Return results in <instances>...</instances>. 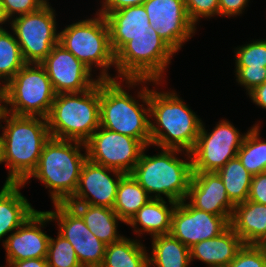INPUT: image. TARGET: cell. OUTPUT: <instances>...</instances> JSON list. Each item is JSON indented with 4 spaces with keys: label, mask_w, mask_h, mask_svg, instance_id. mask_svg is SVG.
Returning <instances> with one entry per match:
<instances>
[{
    "label": "cell",
    "mask_w": 266,
    "mask_h": 267,
    "mask_svg": "<svg viewBox=\"0 0 266 267\" xmlns=\"http://www.w3.org/2000/svg\"><path fill=\"white\" fill-rule=\"evenodd\" d=\"M124 81L128 89L133 85H143L137 98L146 108L126 92L121 83ZM151 82L153 85L160 84L148 79L100 80V126L136 138L145 146H151L149 87L145 86Z\"/></svg>",
    "instance_id": "obj_1"
},
{
    "label": "cell",
    "mask_w": 266,
    "mask_h": 267,
    "mask_svg": "<svg viewBox=\"0 0 266 267\" xmlns=\"http://www.w3.org/2000/svg\"><path fill=\"white\" fill-rule=\"evenodd\" d=\"M3 159L8 168L4 185L23 183L36 169L44 144L50 139L47 118L17 116L2 111Z\"/></svg>",
    "instance_id": "obj_2"
},
{
    "label": "cell",
    "mask_w": 266,
    "mask_h": 267,
    "mask_svg": "<svg viewBox=\"0 0 266 267\" xmlns=\"http://www.w3.org/2000/svg\"><path fill=\"white\" fill-rule=\"evenodd\" d=\"M151 146L191 152L202 120L175 93L149 89Z\"/></svg>",
    "instance_id": "obj_3"
},
{
    "label": "cell",
    "mask_w": 266,
    "mask_h": 267,
    "mask_svg": "<svg viewBox=\"0 0 266 267\" xmlns=\"http://www.w3.org/2000/svg\"><path fill=\"white\" fill-rule=\"evenodd\" d=\"M81 148L85 149L84 154L80 152ZM86 160L85 143L50 137L44 144L36 169L22 184H28L30 178L40 180L49 189L53 204L67 203L77 190Z\"/></svg>",
    "instance_id": "obj_4"
},
{
    "label": "cell",
    "mask_w": 266,
    "mask_h": 267,
    "mask_svg": "<svg viewBox=\"0 0 266 267\" xmlns=\"http://www.w3.org/2000/svg\"><path fill=\"white\" fill-rule=\"evenodd\" d=\"M143 149L139 161L130 173L151 198L181 202L186 199L192 177L191 153L169 148H160L157 155H146ZM185 154L181 160L176 155ZM185 152V153H184ZM153 194V195H152ZM155 194V195H154Z\"/></svg>",
    "instance_id": "obj_5"
},
{
    "label": "cell",
    "mask_w": 266,
    "mask_h": 267,
    "mask_svg": "<svg viewBox=\"0 0 266 267\" xmlns=\"http://www.w3.org/2000/svg\"><path fill=\"white\" fill-rule=\"evenodd\" d=\"M50 136L86 143L100 127V81L79 93H60L47 117Z\"/></svg>",
    "instance_id": "obj_6"
},
{
    "label": "cell",
    "mask_w": 266,
    "mask_h": 267,
    "mask_svg": "<svg viewBox=\"0 0 266 267\" xmlns=\"http://www.w3.org/2000/svg\"><path fill=\"white\" fill-rule=\"evenodd\" d=\"M79 20L59 32V43L71 52L91 71L93 66L100 69L96 76L100 80H111L108 69L115 67V53L110 43L109 28L103 15Z\"/></svg>",
    "instance_id": "obj_7"
},
{
    "label": "cell",
    "mask_w": 266,
    "mask_h": 267,
    "mask_svg": "<svg viewBox=\"0 0 266 267\" xmlns=\"http://www.w3.org/2000/svg\"><path fill=\"white\" fill-rule=\"evenodd\" d=\"M176 52L151 26L144 35L133 37L115 54V79H148L161 82Z\"/></svg>",
    "instance_id": "obj_8"
},
{
    "label": "cell",
    "mask_w": 266,
    "mask_h": 267,
    "mask_svg": "<svg viewBox=\"0 0 266 267\" xmlns=\"http://www.w3.org/2000/svg\"><path fill=\"white\" fill-rule=\"evenodd\" d=\"M55 97L45 68L26 63L3 87V110L17 116L47 118Z\"/></svg>",
    "instance_id": "obj_9"
},
{
    "label": "cell",
    "mask_w": 266,
    "mask_h": 267,
    "mask_svg": "<svg viewBox=\"0 0 266 267\" xmlns=\"http://www.w3.org/2000/svg\"><path fill=\"white\" fill-rule=\"evenodd\" d=\"M55 10L47 2L39 10L10 20L26 63L40 64L59 42Z\"/></svg>",
    "instance_id": "obj_10"
},
{
    "label": "cell",
    "mask_w": 266,
    "mask_h": 267,
    "mask_svg": "<svg viewBox=\"0 0 266 267\" xmlns=\"http://www.w3.org/2000/svg\"><path fill=\"white\" fill-rule=\"evenodd\" d=\"M246 136L228 120H221L211 132L202 122L196 144L191 153L193 172H216L229 160L237 157Z\"/></svg>",
    "instance_id": "obj_11"
},
{
    "label": "cell",
    "mask_w": 266,
    "mask_h": 267,
    "mask_svg": "<svg viewBox=\"0 0 266 267\" xmlns=\"http://www.w3.org/2000/svg\"><path fill=\"white\" fill-rule=\"evenodd\" d=\"M87 158L99 165L130 174L145 145L138 139L99 127L85 143Z\"/></svg>",
    "instance_id": "obj_12"
},
{
    "label": "cell",
    "mask_w": 266,
    "mask_h": 267,
    "mask_svg": "<svg viewBox=\"0 0 266 267\" xmlns=\"http://www.w3.org/2000/svg\"><path fill=\"white\" fill-rule=\"evenodd\" d=\"M55 211H46L57 222L58 233L73 246L82 267H101L106 244L86 226L82 217L67 203L53 204Z\"/></svg>",
    "instance_id": "obj_13"
},
{
    "label": "cell",
    "mask_w": 266,
    "mask_h": 267,
    "mask_svg": "<svg viewBox=\"0 0 266 267\" xmlns=\"http://www.w3.org/2000/svg\"><path fill=\"white\" fill-rule=\"evenodd\" d=\"M143 6L151 27L175 52L195 34L184 0H146Z\"/></svg>",
    "instance_id": "obj_14"
},
{
    "label": "cell",
    "mask_w": 266,
    "mask_h": 267,
    "mask_svg": "<svg viewBox=\"0 0 266 267\" xmlns=\"http://www.w3.org/2000/svg\"><path fill=\"white\" fill-rule=\"evenodd\" d=\"M231 217H222L192 207L186 199L178 202L171 222L170 234L188 248L214 238L230 226Z\"/></svg>",
    "instance_id": "obj_15"
},
{
    "label": "cell",
    "mask_w": 266,
    "mask_h": 267,
    "mask_svg": "<svg viewBox=\"0 0 266 267\" xmlns=\"http://www.w3.org/2000/svg\"><path fill=\"white\" fill-rule=\"evenodd\" d=\"M40 64L56 94L84 92L100 81L92 78V71L59 42Z\"/></svg>",
    "instance_id": "obj_16"
},
{
    "label": "cell",
    "mask_w": 266,
    "mask_h": 267,
    "mask_svg": "<svg viewBox=\"0 0 266 267\" xmlns=\"http://www.w3.org/2000/svg\"><path fill=\"white\" fill-rule=\"evenodd\" d=\"M110 173H113L114 179ZM124 175L122 172L99 165L87 158L81 169L77 190L67 204L113 208L117 189Z\"/></svg>",
    "instance_id": "obj_17"
},
{
    "label": "cell",
    "mask_w": 266,
    "mask_h": 267,
    "mask_svg": "<svg viewBox=\"0 0 266 267\" xmlns=\"http://www.w3.org/2000/svg\"><path fill=\"white\" fill-rule=\"evenodd\" d=\"M49 221L52 220L46 211L36 210L19 228L3 240L7 266L13 261L47 258L50 236L41 228H44Z\"/></svg>",
    "instance_id": "obj_18"
},
{
    "label": "cell",
    "mask_w": 266,
    "mask_h": 267,
    "mask_svg": "<svg viewBox=\"0 0 266 267\" xmlns=\"http://www.w3.org/2000/svg\"><path fill=\"white\" fill-rule=\"evenodd\" d=\"M187 199L192 207L222 217H232L235 207L216 172H193Z\"/></svg>",
    "instance_id": "obj_19"
},
{
    "label": "cell",
    "mask_w": 266,
    "mask_h": 267,
    "mask_svg": "<svg viewBox=\"0 0 266 267\" xmlns=\"http://www.w3.org/2000/svg\"><path fill=\"white\" fill-rule=\"evenodd\" d=\"M105 18L115 54L133 37L146 34L151 26L143 5L124 7L110 12Z\"/></svg>",
    "instance_id": "obj_20"
},
{
    "label": "cell",
    "mask_w": 266,
    "mask_h": 267,
    "mask_svg": "<svg viewBox=\"0 0 266 267\" xmlns=\"http://www.w3.org/2000/svg\"><path fill=\"white\" fill-rule=\"evenodd\" d=\"M244 243L229 226L220 235L200 241L190 247L191 262L198 259L210 266L229 265Z\"/></svg>",
    "instance_id": "obj_21"
},
{
    "label": "cell",
    "mask_w": 266,
    "mask_h": 267,
    "mask_svg": "<svg viewBox=\"0 0 266 267\" xmlns=\"http://www.w3.org/2000/svg\"><path fill=\"white\" fill-rule=\"evenodd\" d=\"M230 226L244 245H261L266 239V205L250 200L235 205Z\"/></svg>",
    "instance_id": "obj_22"
},
{
    "label": "cell",
    "mask_w": 266,
    "mask_h": 267,
    "mask_svg": "<svg viewBox=\"0 0 266 267\" xmlns=\"http://www.w3.org/2000/svg\"><path fill=\"white\" fill-rule=\"evenodd\" d=\"M163 199H150L143 205L137 213L131 218L127 225L134 228L136 235H143L145 232L152 237L170 234L172 214L177 205L175 201H168ZM167 204V205H166ZM140 226V228H139Z\"/></svg>",
    "instance_id": "obj_23"
},
{
    "label": "cell",
    "mask_w": 266,
    "mask_h": 267,
    "mask_svg": "<svg viewBox=\"0 0 266 267\" xmlns=\"http://www.w3.org/2000/svg\"><path fill=\"white\" fill-rule=\"evenodd\" d=\"M23 186L12 183L3 185L0 191V239L19 228L36 211L21 194Z\"/></svg>",
    "instance_id": "obj_24"
},
{
    "label": "cell",
    "mask_w": 266,
    "mask_h": 267,
    "mask_svg": "<svg viewBox=\"0 0 266 267\" xmlns=\"http://www.w3.org/2000/svg\"><path fill=\"white\" fill-rule=\"evenodd\" d=\"M83 219L88 229L104 244L119 241L123 235L117 231L118 221L123 220L113 208L92 206L88 204H68Z\"/></svg>",
    "instance_id": "obj_25"
},
{
    "label": "cell",
    "mask_w": 266,
    "mask_h": 267,
    "mask_svg": "<svg viewBox=\"0 0 266 267\" xmlns=\"http://www.w3.org/2000/svg\"><path fill=\"white\" fill-rule=\"evenodd\" d=\"M149 267H189L190 249L171 234L152 237ZM151 256V257H150Z\"/></svg>",
    "instance_id": "obj_26"
},
{
    "label": "cell",
    "mask_w": 266,
    "mask_h": 267,
    "mask_svg": "<svg viewBox=\"0 0 266 267\" xmlns=\"http://www.w3.org/2000/svg\"><path fill=\"white\" fill-rule=\"evenodd\" d=\"M140 240L123 236L119 241L106 245L101 267H149L148 250Z\"/></svg>",
    "instance_id": "obj_27"
},
{
    "label": "cell",
    "mask_w": 266,
    "mask_h": 267,
    "mask_svg": "<svg viewBox=\"0 0 266 267\" xmlns=\"http://www.w3.org/2000/svg\"><path fill=\"white\" fill-rule=\"evenodd\" d=\"M150 199L152 198L134 177L125 174L120 180L113 210L127 224Z\"/></svg>",
    "instance_id": "obj_28"
},
{
    "label": "cell",
    "mask_w": 266,
    "mask_h": 267,
    "mask_svg": "<svg viewBox=\"0 0 266 267\" xmlns=\"http://www.w3.org/2000/svg\"><path fill=\"white\" fill-rule=\"evenodd\" d=\"M216 173L220 176L227 195L234 205L248 200L253 175L246 170L238 157L229 160Z\"/></svg>",
    "instance_id": "obj_29"
},
{
    "label": "cell",
    "mask_w": 266,
    "mask_h": 267,
    "mask_svg": "<svg viewBox=\"0 0 266 267\" xmlns=\"http://www.w3.org/2000/svg\"><path fill=\"white\" fill-rule=\"evenodd\" d=\"M260 137V126L254 124L247 132L237 157L252 175L266 172V141Z\"/></svg>",
    "instance_id": "obj_30"
},
{
    "label": "cell",
    "mask_w": 266,
    "mask_h": 267,
    "mask_svg": "<svg viewBox=\"0 0 266 267\" xmlns=\"http://www.w3.org/2000/svg\"><path fill=\"white\" fill-rule=\"evenodd\" d=\"M25 64L14 33L0 30V84L4 87Z\"/></svg>",
    "instance_id": "obj_31"
},
{
    "label": "cell",
    "mask_w": 266,
    "mask_h": 267,
    "mask_svg": "<svg viewBox=\"0 0 266 267\" xmlns=\"http://www.w3.org/2000/svg\"><path fill=\"white\" fill-rule=\"evenodd\" d=\"M48 267H82L72 244L59 233L51 238L47 254Z\"/></svg>",
    "instance_id": "obj_32"
},
{
    "label": "cell",
    "mask_w": 266,
    "mask_h": 267,
    "mask_svg": "<svg viewBox=\"0 0 266 267\" xmlns=\"http://www.w3.org/2000/svg\"><path fill=\"white\" fill-rule=\"evenodd\" d=\"M235 52V67H266V39L253 40L249 44L238 46Z\"/></svg>",
    "instance_id": "obj_33"
},
{
    "label": "cell",
    "mask_w": 266,
    "mask_h": 267,
    "mask_svg": "<svg viewBox=\"0 0 266 267\" xmlns=\"http://www.w3.org/2000/svg\"><path fill=\"white\" fill-rule=\"evenodd\" d=\"M230 267H266V252L260 245H243Z\"/></svg>",
    "instance_id": "obj_34"
},
{
    "label": "cell",
    "mask_w": 266,
    "mask_h": 267,
    "mask_svg": "<svg viewBox=\"0 0 266 267\" xmlns=\"http://www.w3.org/2000/svg\"><path fill=\"white\" fill-rule=\"evenodd\" d=\"M190 21L196 26L200 18L219 16V0H184Z\"/></svg>",
    "instance_id": "obj_35"
},
{
    "label": "cell",
    "mask_w": 266,
    "mask_h": 267,
    "mask_svg": "<svg viewBox=\"0 0 266 267\" xmlns=\"http://www.w3.org/2000/svg\"><path fill=\"white\" fill-rule=\"evenodd\" d=\"M236 81L244 88L249 94L257 86H260L266 81V67L250 68L249 67H236L235 68Z\"/></svg>",
    "instance_id": "obj_36"
},
{
    "label": "cell",
    "mask_w": 266,
    "mask_h": 267,
    "mask_svg": "<svg viewBox=\"0 0 266 267\" xmlns=\"http://www.w3.org/2000/svg\"><path fill=\"white\" fill-rule=\"evenodd\" d=\"M47 0H2L3 8L9 20L39 10ZM16 14V15H15Z\"/></svg>",
    "instance_id": "obj_37"
},
{
    "label": "cell",
    "mask_w": 266,
    "mask_h": 267,
    "mask_svg": "<svg viewBox=\"0 0 266 267\" xmlns=\"http://www.w3.org/2000/svg\"><path fill=\"white\" fill-rule=\"evenodd\" d=\"M248 200L266 205V172L253 175Z\"/></svg>",
    "instance_id": "obj_38"
},
{
    "label": "cell",
    "mask_w": 266,
    "mask_h": 267,
    "mask_svg": "<svg viewBox=\"0 0 266 267\" xmlns=\"http://www.w3.org/2000/svg\"><path fill=\"white\" fill-rule=\"evenodd\" d=\"M250 0H219V16H235L242 14Z\"/></svg>",
    "instance_id": "obj_39"
},
{
    "label": "cell",
    "mask_w": 266,
    "mask_h": 267,
    "mask_svg": "<svg viewBox=\"0 0 266 267\" xmlns=\"http://www.w3.org/2000/svg\"><path fill=\"white\" fill-rule=\"evenodd\" d=\"M146 0H103L102 8L96 14L103 15L104 17L110 12L117 11L124 7L143 5Z\"/></svg>",
    "instance_id": "obj_40"
},
{
    "label": "cell",
    "mask_w": 266,
    "mask_h": 267,
    "mask_svg": "<svg viewBox=\"0 0 266 267\" xmlns=\"http://www.w3.org/2000/svg\"><path fill=\"white\" fill-rule=\"evenodd\" d=\"M248 95L255 105L262 109H266V81L260 86H257Z\"/></svg>",
    "instance_id": "obj_41"
},
{
    "label": "cell",
    "mask_w": 266,
    "mask_h": 267,
    "mask_svg": "<svg viewBox=\"0 0 266 267\" xmlns=\"http://www.w3.org/2000/svg\"><path fill=\"white\" fill-rule=\"evenodd\" d=\"M9 267H48L46 258H34L20 261H13Z\"/></svg>",
    "instance_id": "obj_42"
},
{
    "label": "cell",
    "mask_w": 266,
    "mask_h": 267,
    "mask_svg": "<svg viewBox=\"0 0 266 267\" xmlns=\"http://www.w3.org/2000/svg\"><path fill=\"white\" fill-rule=\"evenodd\" d=\"M6 22H10V20L6 16L4 8H3L2 0H0V30L5 29L1 25L5 24Z\"/></svg>",
    "instance_id": "obj_43"
},
{
    "label": "cell",
    "mask_w": 266,
    "mask_h": 267,
    "mask_svg": "<svg viewBox=\"0 0 266 267\" xmlns=\"http://www.w3.org/2000/svg\"><path fill=\"white\" fill-rule=\"evenodd\" d=\"M3 111V86L0 84V116Z\"/></svg>",
    "instance_id": "obj_44"
},
{
    "label": "cell",
    "mask_w": 266,
    "mask_h": 267,
    "mask_svg": "<svg viewBox=\"0 0 266 267\" xmlns=\"http://www.w3.org/2000/svg\"><path fill=\"white\" fill-rule=\"evenodd\" d=\"M4 163L3 159V139L2 135L0 136V164Z\"/></svg>",
    "instance_id": "obj_45"
},
{
    "label": "cell",
    "mask_w": 266,
    "mask_h": 267,
    "mask_svg": "<svg viewBox=\"0 0 266 267\" xmlns=\"http://www.w3.org/2000/svg\"><path fill=\"white\" fill-rule=\"evenodd\" d=\"M266 252V239L263 241V243L260 245Z\"/></svg>",
    "instance_id": "obj_46"
},
{
    "label": "cell",
    "mask_w": 266,
    "mask_h": 267,
    "mask_svg": "<svg viewBox=\"0 0 266 267\" xmlns=\"http://www.w3.org/2000/svg\"><path fill=\"white\" fill-rule=\"evenodd\" d=\"M210 267H230L229 265H218V266H210Z\"/></svg>",
    "instance_id": "obj_47"
}]
</instances>
